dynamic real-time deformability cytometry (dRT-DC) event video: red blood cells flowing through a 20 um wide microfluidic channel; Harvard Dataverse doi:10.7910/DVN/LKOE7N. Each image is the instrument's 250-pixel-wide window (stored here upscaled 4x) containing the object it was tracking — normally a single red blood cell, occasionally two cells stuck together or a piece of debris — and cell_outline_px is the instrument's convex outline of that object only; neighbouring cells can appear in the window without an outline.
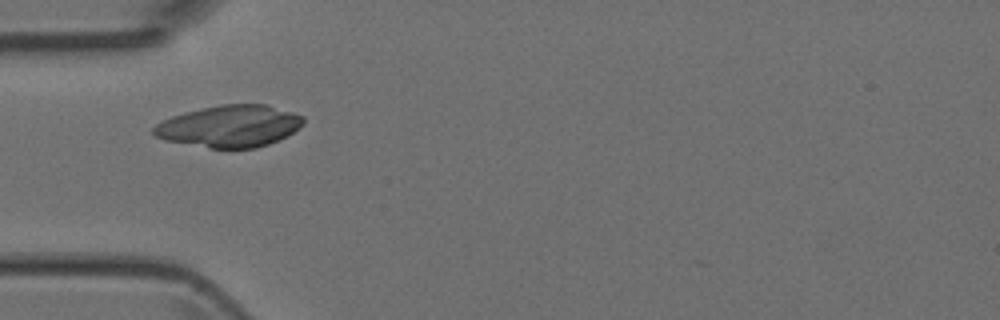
{"species": "Egyptian fruit bat (a non-hibernating species)", "species_latin": "Rousettus aegyptiacus", "temperature_condition": "room temperature", "stored_images_in_passage": 5, "camera_frame_rate_fps": 3000, "um_per_image_px": 0.085, "animal": {"sex": "female"}, "frame": {"image": 1, "passage_image": 1, "time_ms": 0.0, "image_size_px": [1000, 320], "cell_outline_px": [[304, 124], [288, 136], [268, 144], [256, 148], [208, 148], [164, 140], [156, 136], [152, 132], [152, 128], [156, 124], [172, 116], [184, 112], [200, 108], [220, 104], [264, 104], [292, 112], [304, 116]], "centroid_in_image_um": [19.52, 10.72], "position_along_channel_um": 65.5, "area_um2": 36.65}}
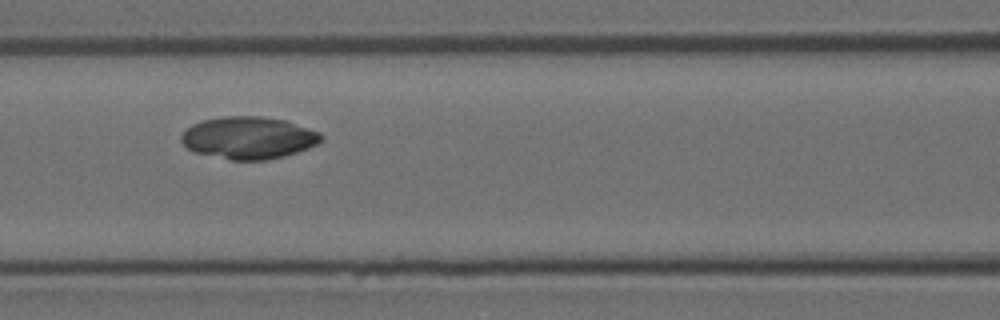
{"frame": {"image": 2, "passage_image": 3, "time_ms": 2.0, "image_size_px": [1000, 320], "cell_outline_px": [[324, 136], [316, 144], [308, 148], [284, 156], [264, 160], [232, 160], [196, 152], [188, 148], [180, 140], [180, 136], [192, 124], [200, 120], [224, 116], [260, 116], [284, 120], [320, 132]], "centroid_in_image_um": [21.11, 11.7], "position_along_channel_um": 145.5, "area_um2": 34.22}}
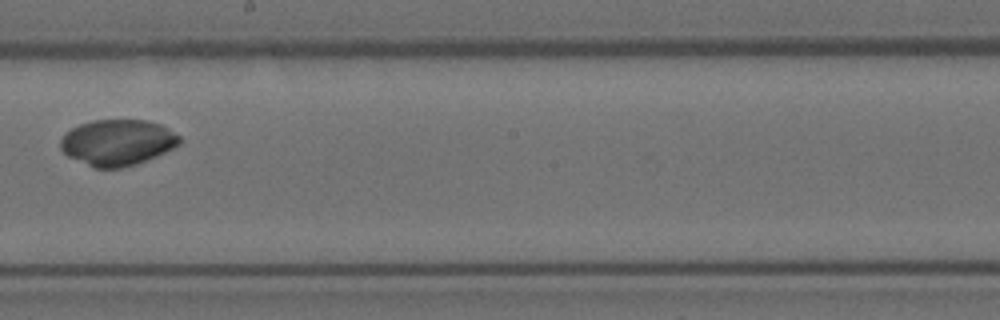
{"frame": {"image": 3, "passage_image": 5, "time_ms": 4.333, "image_size_px": [1000, 320], "cell_outline_px": [[180, 144], [156, 156], [136, 164], [120, 168], [96, 168], [68, 156], [60, 148], [60, 140], [64, 132], [80, 124], [92, 120], [148, 120], [160, 124], [168, 128], [180, 136]], "centroid_in_image_um": [9.97, 12.1], "position_along_channel_um": 238.2, "area_um2": 31.85}}